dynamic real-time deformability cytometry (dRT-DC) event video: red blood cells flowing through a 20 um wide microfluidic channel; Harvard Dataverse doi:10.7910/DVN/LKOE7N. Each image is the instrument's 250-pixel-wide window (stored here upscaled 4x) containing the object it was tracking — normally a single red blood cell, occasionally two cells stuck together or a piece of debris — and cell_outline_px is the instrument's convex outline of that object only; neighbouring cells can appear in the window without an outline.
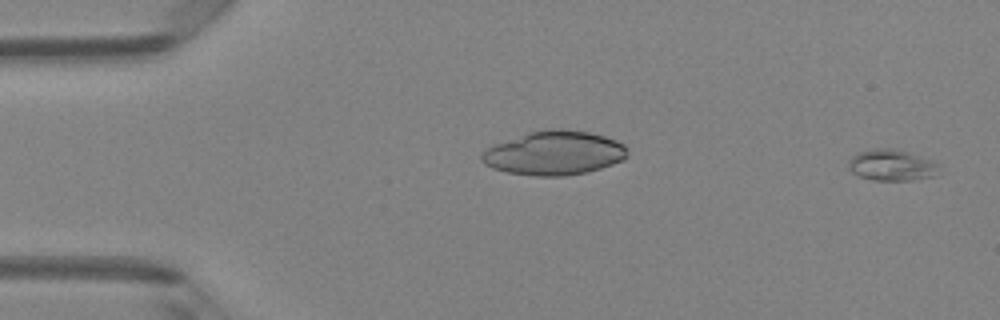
{"species": "Egyptian fruit bat (a non-hibernating species)", "species_latin": "Rousettus aegyptiacus", "temperature_condition": "room temperature", "stored_images_in_passage": 48, "camera_frame_rate_fps": 3000, "um_per_image_px": 0.085, "animal": {"sex": "female"}, "frame": {"image": 1, "passage_image": 1, "time_ms": 0.0, "image_size_px": [1000, 320], "cell_outline_px": [[936, 176], [912, 180], [872, 180], [860, 176], [852, 172], [848, 168], [848, 160], [856, 152], [872, 148], [896, 148], [908, 152], [928, 160], [936, 164]], "centroid_in_image_um": [75.7, 14.03], "position_along_channel_um": 9.3, "area_um2": 16.36}}
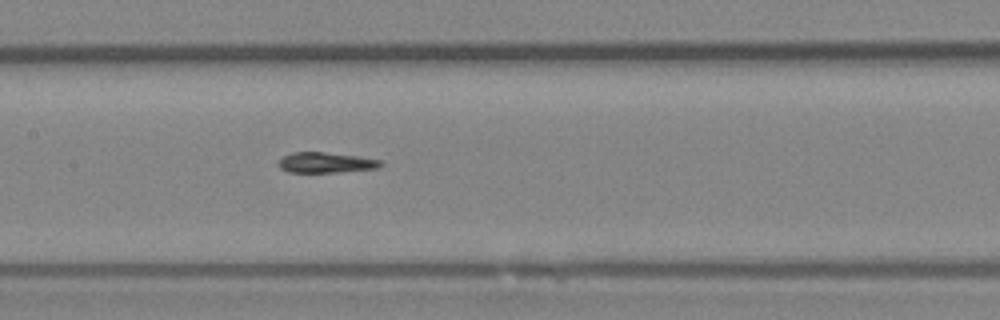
{"frame": {"image": 2, "passage_image": 23, "time_ms": 7.333, "image_size_px": [1000, 320], "cell_outline_px": [[384, 164], [376, 168], [340, 172], [288, 172], [280, 168], [280, 160], [284, 156], [292, 152], [324, 152], [356, 156], [384, 160]], "centroid_in_image_um": [27.74, 13.82], "position_along_channel_um": 179.7, "area_um2": 12.08}}
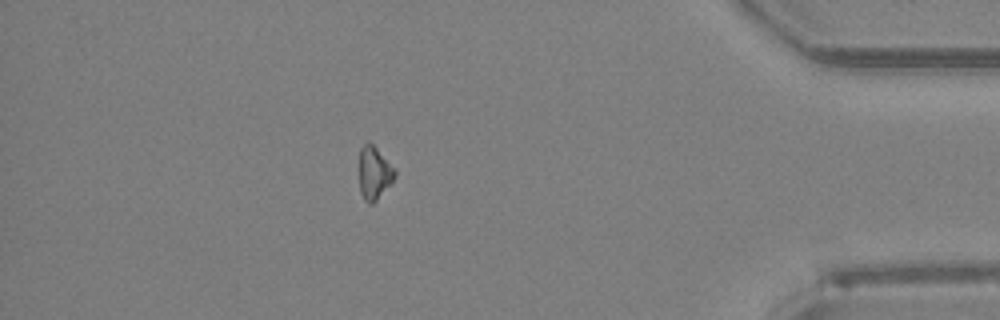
{"frame": {"image": 3, "passage_image": 42, "time_ms": 13.667, "image_size_px": [1000, 320], "cell_outline_px": [[396, 176], [376, 200], [372, 204], [368, 204], [364, 200], [360, 192], [360, 148], [368, 140], [396, 168]], "centroid_in_image_um": [31.81, 14.69], "position_along_channel_um": 403.4, "area_um2": 10.92}, "authors_computed_cell_mechanics": {"area_um2": 12.6004, "velocity_mm_per_s": 4.1863, "shape_relaxation_time_tau1_ms": 8.0761, "shape_relaxation_time_tau2_ms": null, "deformation_change_tau1": 0.1732, "deformation_change_tau2": null}}